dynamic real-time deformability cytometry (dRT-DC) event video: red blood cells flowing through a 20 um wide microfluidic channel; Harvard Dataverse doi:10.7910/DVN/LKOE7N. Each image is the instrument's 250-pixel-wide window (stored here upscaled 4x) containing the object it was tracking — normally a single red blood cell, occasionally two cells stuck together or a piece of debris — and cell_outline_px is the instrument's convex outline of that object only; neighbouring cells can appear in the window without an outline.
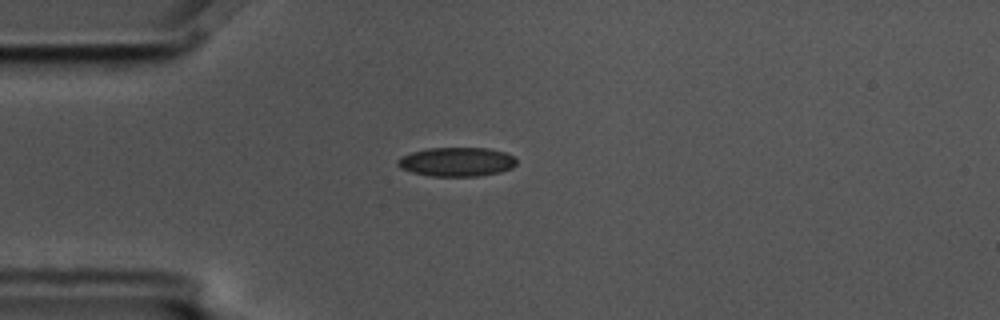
{"species": "common noctule bat (a hibernating species)", "species_latin": "Nyctalus noctula", "temperature_condition": "cold", "stored_images_in_passage": 7, "camera_frame_rate_fps": 3000, "um_per_image_px": 0.085, "animal": {"sex": "male", "body_mass_g": 17.5, "forearm_length_mm": 52.3}, "frame": {"image": 1, "passage_image": 4, "time_ms": 1.0, "image_size_px": [1000, 320], "cell_outline_px": [[516, 164], [512, 168], [500, 172], [476, 176], [432, 176], [412, 172], [400, 168], [396, 164], [396, 160], [400, 156], [412, 152], [428, 148], [488, 148], [504, 152], [512, 156], [516, 160]], "centroid_in_image_um": [38.78, 13.75], "position_along_channel_um": 46.2, "area_um2": 20.11}}